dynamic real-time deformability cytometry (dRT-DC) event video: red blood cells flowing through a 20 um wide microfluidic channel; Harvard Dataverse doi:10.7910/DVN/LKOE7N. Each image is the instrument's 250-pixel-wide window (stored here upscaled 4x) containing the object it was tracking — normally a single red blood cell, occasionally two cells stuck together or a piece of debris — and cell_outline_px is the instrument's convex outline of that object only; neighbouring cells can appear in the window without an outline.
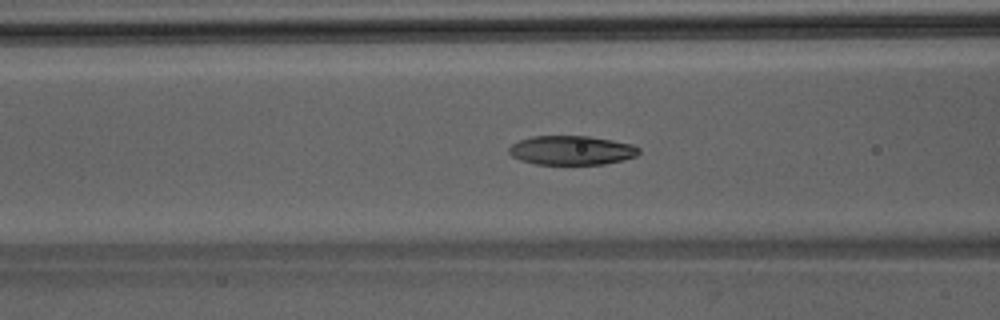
{"species": "Egyptian fruit bat (a non-hibernating species)", "species_latin": "Rousettus aegyptiacus", "temperature_condition": "room temperature", "stored_images_in_passage": 46, "camera_frame_rate_fps": 3000, "um_per_image_px": 0.085, "animal": {"sex": "male"}, "frame": {"image": 1, "passage_image": 19, "time_ms": 6.0, "image_size_px": [1000, 320], "cell_outline_px": [[640, 152], [636, 156], [624, 160], [604, 164], [536, 164], [520, 160], [512, 156], [508, 152], [508, 148], [512, 144], [520, 140], [532, 136], [588, 136], [612, 140], [632, 144], [640, 148]], "centroid_in_image_um": [48.59, 12.77], "position_along_channel_um": 118.0, "area_um2": 22.14}}
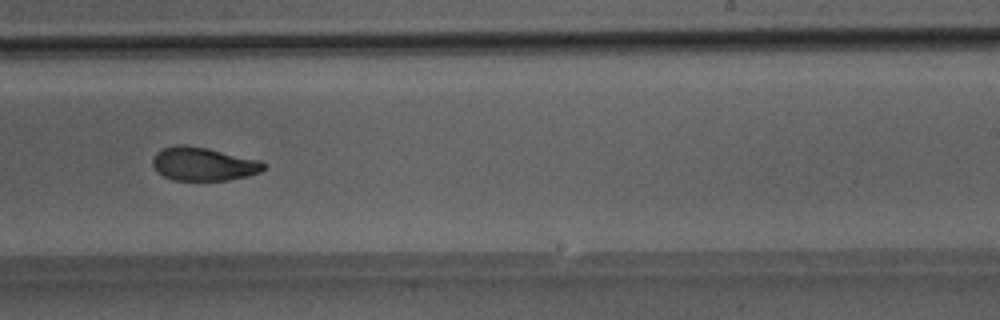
{"frame": {"image": 2, "passage_image": 30, "time_ms": 9.667, "image_size_px": [1000, 320], "cell_outline_px": [[264, 168], [260, 172], [248, 176], [228, 180], [172, 180], [156, 172], [152, 164], [152, 160], [156, 152], [164, 148], [176, 144], [180, 144], [208, 148], [260, 160], [264, 164]], "centroid_in_image_um": [17.26, 13.94], "position_along_channel_um": 271.7, "area_um2": 21.68}}
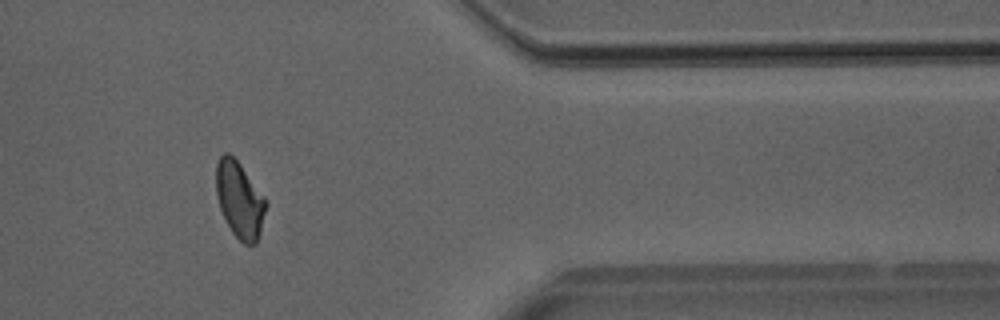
{"frame": {"image": 3, "passage_image": 40, "time_ms": 13.0, "image_size_px": [1000, 320], "cell_outline_px": [[268, 204], [260, 232], [256, 244], [244, 244], [232, 232], [220, 208], [216, 196], [216, 164], [220, 156], [224, 152], [228, 152], [240, 164], [268, 200]], "centroid_in_image_um": [20.38, 16.97], "position_along_channel_um": 391.0, "area_um2": 22.2}}